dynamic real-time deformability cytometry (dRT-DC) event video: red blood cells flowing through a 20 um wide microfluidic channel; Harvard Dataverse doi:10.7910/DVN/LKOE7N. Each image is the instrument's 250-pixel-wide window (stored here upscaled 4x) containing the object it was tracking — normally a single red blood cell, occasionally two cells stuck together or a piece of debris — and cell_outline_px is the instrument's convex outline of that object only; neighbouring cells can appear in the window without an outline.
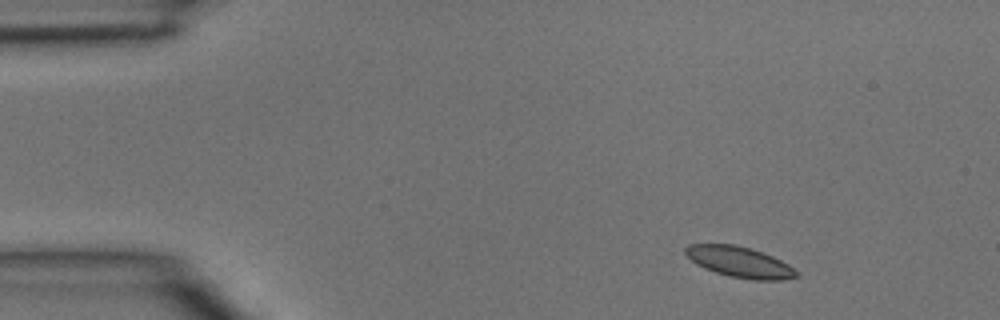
{"species": "common noctule bat (a hibernating species)", "species_latin": "Nyctalus noctula", "temperature_condition": "room temperature", "stored_images_in_passage": 3, "camera_frame_rate_fps": 3000, "um_per_image_px": 0.085, "animal": {"sex": "male", "body_mass_g": 15.6}, "frame": {"image": 1, "passage_image": 1, "time_ms": 0.0, "image_size_px": [1000, 320], "cell_outline_px": [[800, 272], [796, 276], [780, 280], [752, 280], [728, 276], [704, 268], [696, 264], [684, 252], [684, 248], [688, 244], [732, 244], [752, 248], [772, 256], [788, 264]], "centroid_in_image_um": [62.86, 22.27], "position_along_channel_um": 22.1, "area_um2": 19.88}}
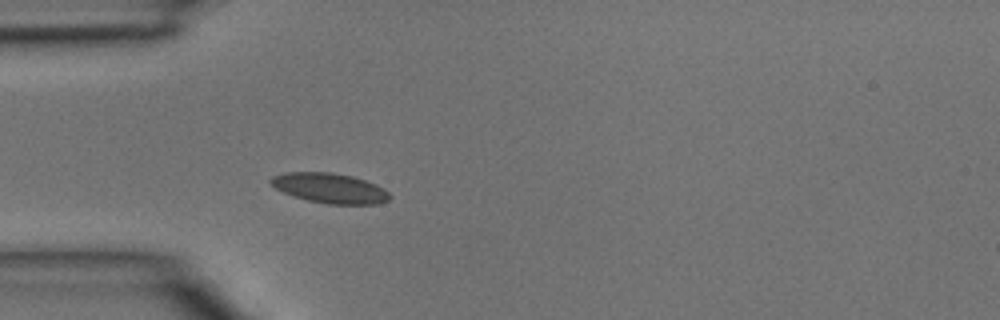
{"frame": {"image": 2, "passage_image": 3, "time_ms": 0.667, "image_size_px": [1000, 320], "cell_outline_px": [[392, 196], [388, 200], [376, 204], [328, 204], [308, 200], [284, 192], [276, 188], [268, 180], [272, 176], [288, 172], [332, 172], [352, 176], [376, 184], [384, 188]], "centroid_in_image_um": [28.06, 15.98], "position_along_channel_um": 56.9, "area_um2": 20.63}}